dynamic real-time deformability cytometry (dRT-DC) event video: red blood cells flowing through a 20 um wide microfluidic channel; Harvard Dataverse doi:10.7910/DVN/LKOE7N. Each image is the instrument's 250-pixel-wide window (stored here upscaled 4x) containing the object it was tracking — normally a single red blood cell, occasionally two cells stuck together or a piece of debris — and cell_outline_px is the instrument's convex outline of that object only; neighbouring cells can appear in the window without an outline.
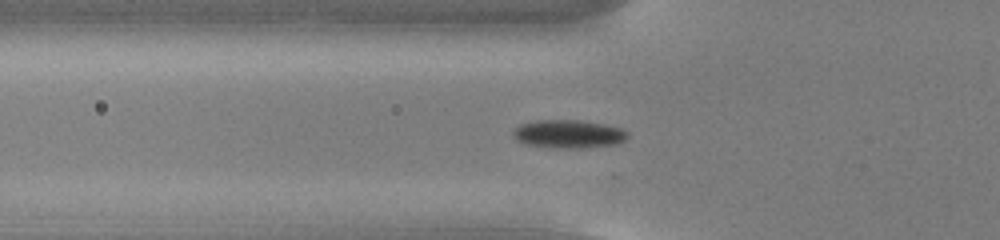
{"species": "common noctule bat (a hibernating species)", "species_latin": "Nyctalus noctula", "temperature_condition": "cold", "stored_images_in_passage": 56, "camera_frame_rate_fps": 3000, "um_per_image_px": 0.085, "animal": {"sex": "male", "body_mass_g": 13.0, "forearm_length_mm": 53.1}, "frame": {"image": 1, "passage_image": 20, "time_ms": 6.333, "image_size_px": [1000, 240], "cell_outline_px": [[628, 136], [624, 140], [616, 144], [580, 148], [572, 148], [528, 144], [520, 140], [512, 132], [520, 124], [532, 120], [580, 120], [604, 124], [620, 128], [628, 132]], "centroid_in_image_um": [48.37, 11.36], "position_along_channel_um": 77.4, "area_um2": 18.38}}
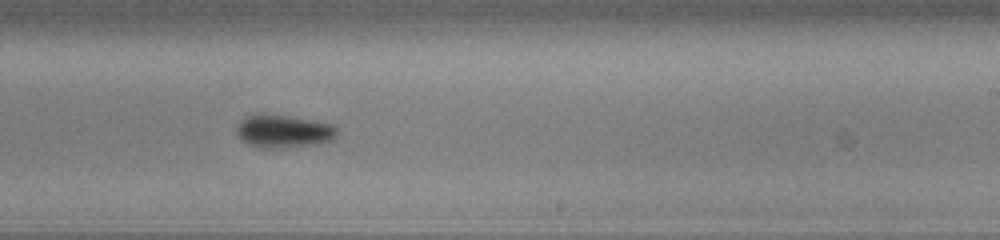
{"frame": {"image": 2, "passage_image": 35, "time_ms": 11.333, "image_size_px": [1000, 240], "cell_outline_px": [[336, 136], [328, 140], [316, 144], [276, 148], [260, 148], [248, 144], [240, 140], [236, 132], [236, 128], [240, 120], [244, 116], [288, 116], [316, 120], [332, 124], [336, 128]], "centroid_in_image_um": [24.07, 11.17], "position_along_channel_um": 264.9, "area_um2": 18.9}}
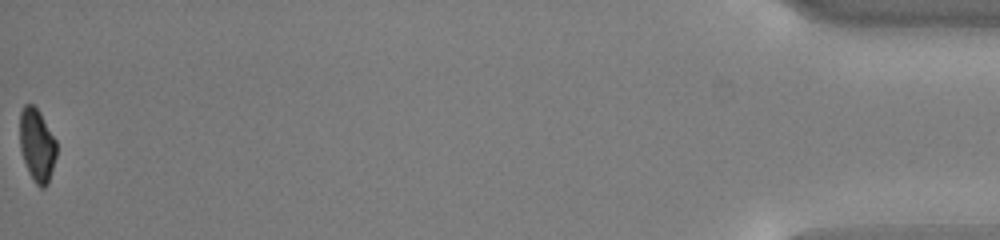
{"frame": {"image": 3, "passage_image": 56, "time_ms": 18.333, "image_size_px": [1000, 240], "cell_outline_px": [[56, 156], [48, 184], [44, 188], [40, 188], [32, 180], [28, 172], [20, 148], [20, 112], [24, 104], [32, 104], [40, 112], [56, 140]], "centroid_in_image_um": [3.14, 12.35], "position_along_channel_um": 432.1, "area_um2": 15.66}, "authors_computed_cell_mechanics": {"area_um2": 17.2822, "velocity_mm_per_s": 3.7531, "shape_relaxation_time_tau1_ms": 1.9723, "shape_relaxation_time_tau2_ms": null, "deformation_change_tau1": 0.1015, "deformation_change_tau2": null}}